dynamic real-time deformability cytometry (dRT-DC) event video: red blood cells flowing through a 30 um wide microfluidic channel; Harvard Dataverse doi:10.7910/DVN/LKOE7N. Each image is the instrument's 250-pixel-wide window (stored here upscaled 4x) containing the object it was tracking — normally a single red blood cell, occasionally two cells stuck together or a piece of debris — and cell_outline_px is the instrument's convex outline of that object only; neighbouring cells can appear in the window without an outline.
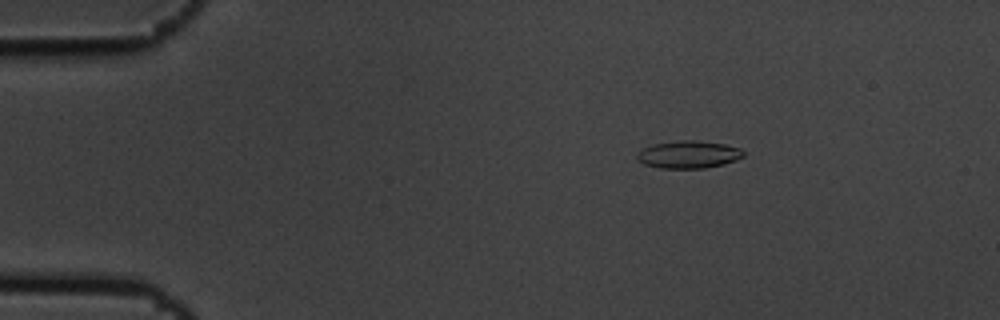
{"species": "common noctule bat (a hibernating species)", "species_latin": "Nyctalus noctula", "temperature_condition": "cold", "stored_images_in_passage": 7, "camera_frame_rate_fps": 3000, "um_per_image_px": 0.085, "animal": {"sex": "male", "body_mass_g": 19.5, "forearm_length_mm": 54.6}, "frame": {"image": 1, "passage_image": 3, "time_ms": 0.667, "image_size_px": [1000, 320], "cell_outline_px": [[744, 156], [736, 160], [724, 164], [704, 168], [660, 168], [644, 164], [636, 160], [636, 156], [644, 148], [652, 144], [684, 140], [696, 140], [724, 144], [740, 148], [744, 152]], "centroid_in_image_um": [58.53, 13.14], "position_along_channel_um": 26.5, "area_um2": 16.99}}
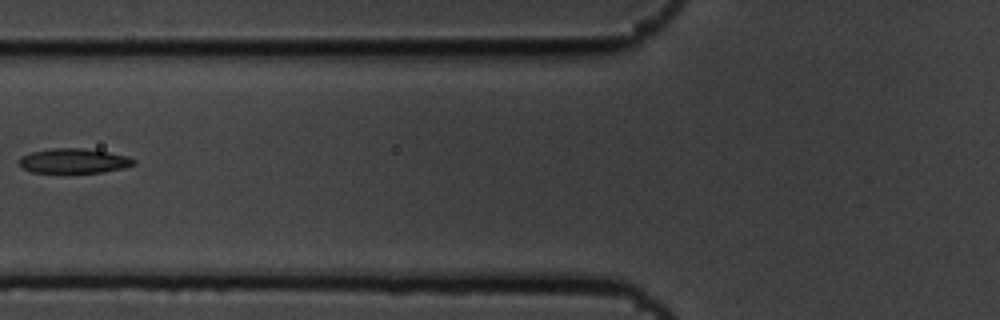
{"frame": {"image": 2, "passage_image": 6, "time_ms": 1.667, "image_size_px": [1000, 320], "cell_outline_px": [[136, 164], [124, 168], [104, 172], [32, 172], [24, 168], [20, 164], [20, 156], [32, 152], [52, 148], [80, 148], [108, 152], [128, 156], [136, 160]], "centroid_in_image_um": [6.32, 13.67], "position_along_channel_um": 119.5, "area_um2": 16.36}}
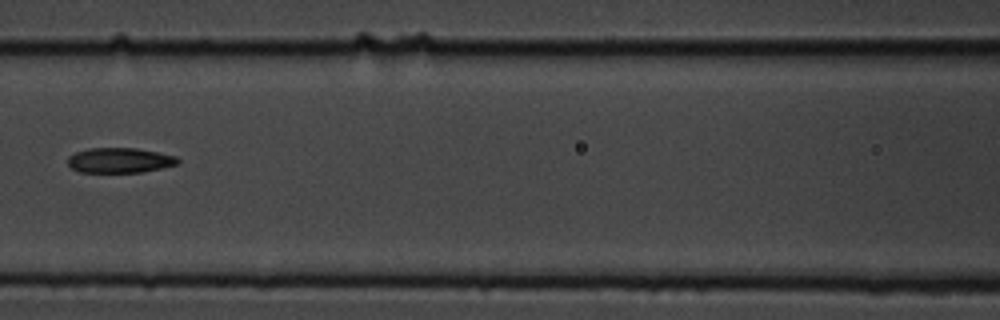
{"frame": {"image": 3, "passage_image": 7, "time_ms": 2.0, "image_size_px": [1000, 320], "cell_outline_px": [[180, 160], [176, 164], [160, 168], [140, 172], [80, 172], [72, 168], [68, 164], [68, 156], [76, 152], [88, 148], [136, 148], [176, 156]], "centroid_in_image_um": [10.14, 13.62], "position_along_channel_um": 156.5, "area_um2": 15.9}}